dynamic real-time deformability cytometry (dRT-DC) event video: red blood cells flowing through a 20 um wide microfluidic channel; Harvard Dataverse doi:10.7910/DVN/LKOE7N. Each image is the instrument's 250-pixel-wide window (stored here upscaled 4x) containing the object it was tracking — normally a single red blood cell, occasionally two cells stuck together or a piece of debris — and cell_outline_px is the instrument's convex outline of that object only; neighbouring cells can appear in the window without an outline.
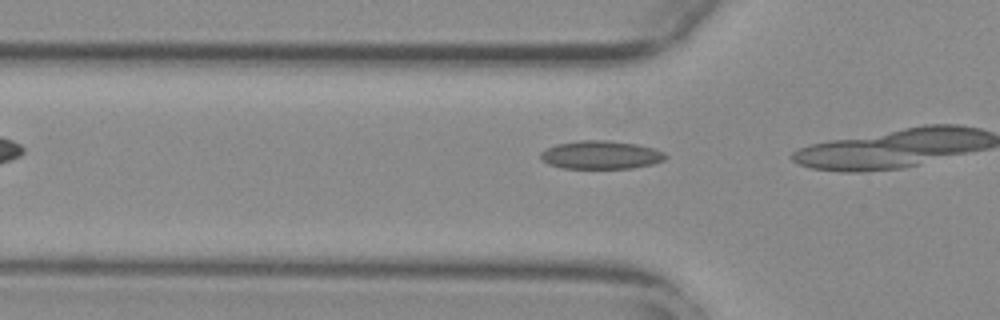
{"species": "common noctule bat (a hibernating species)", "species_latin": "Nyctalus noctula", "temperature_condition": "warm", "stored_images_in_passage": 8, "camera_frame_rate_fps": 3000, "um_per_image_px": 0.085, "animal": {"sex": "female", "body_mass_g": 29.2, "forearm_length_mm": 56.3}, "frame": {"image": 1, "passage_image": 4, "time_ms": 1.0, "image_size_px": [1000, 320], "cell_outline_px": [[668, 156], [664, 160], [652, 164], [632, 168], [564, 168], [548, 164], [540, 160], [540, 152], [556, 144], [580, 140], [612, 140], [636, 144], [652, 148], [664, 152]], "centroid_in_image_um": [51.06, 13.16], "position_along_channel_um": 74.7, "area_um2": 20.63}}
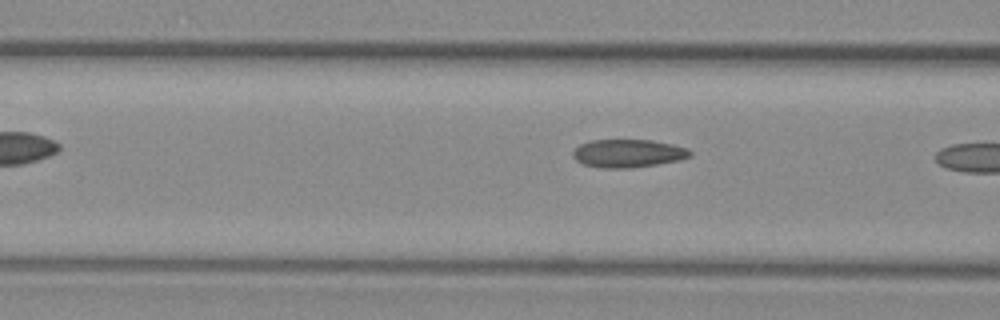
{"frame": {"image": 2, "passage_image": 7, "time_ms": 2.0, "image_size_px": [1000, 320], "cell_outline_px": [[692, 156], [680, 160], [632, 168], [604, 168], [584, 164], [576, 160], [572, 156], [572, 152], [580, 144], [592, 140], [652, 140], [672, 144], [688, 148], [692, 152]], "centroid_in_image_um": [53.41, 13.03], "position_along_channel_um": 113.2, "area_um2": 19.19}}